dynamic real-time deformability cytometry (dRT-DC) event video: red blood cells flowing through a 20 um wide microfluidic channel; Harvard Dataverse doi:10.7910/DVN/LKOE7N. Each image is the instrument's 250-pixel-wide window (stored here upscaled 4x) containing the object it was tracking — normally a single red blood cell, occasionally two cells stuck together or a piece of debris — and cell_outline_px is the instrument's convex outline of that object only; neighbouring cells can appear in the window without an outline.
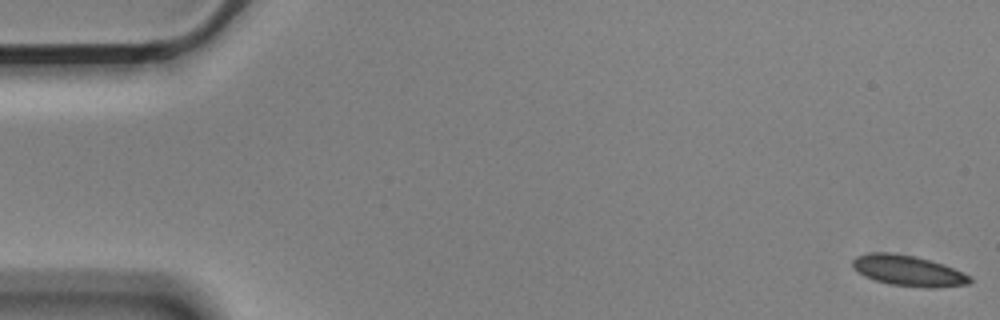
{"species": "Egyptian fruit bat (a non-hibernating species)", "species_latin": "Rousettus aegyptiacus", "temperature_condition": "cold", "stored_images_in_passage": 12, "camera_frame_rate_fps": 3000, "um_per_image_px": 0.085, "animal": {"sex": "male"}, "frame": {"image": 1, "passage_image": 1, "time_ms": 0.0, "image_size_px": [1000, 320], "cell_outline_px": [[972, 280], [968, 284], [932, 288], [924, 288], [888, 284], [872, 280], [856, 272], [852, 268], [852, 260], [856, 256], [868, 252], [892, 252], [912, 256], [928, 260], [952, 268], [968, 276]], "centroid_in_image_um": [77.08, 23.01], "position_along_channel_um": 7.9, "area_um2": 20.92}}